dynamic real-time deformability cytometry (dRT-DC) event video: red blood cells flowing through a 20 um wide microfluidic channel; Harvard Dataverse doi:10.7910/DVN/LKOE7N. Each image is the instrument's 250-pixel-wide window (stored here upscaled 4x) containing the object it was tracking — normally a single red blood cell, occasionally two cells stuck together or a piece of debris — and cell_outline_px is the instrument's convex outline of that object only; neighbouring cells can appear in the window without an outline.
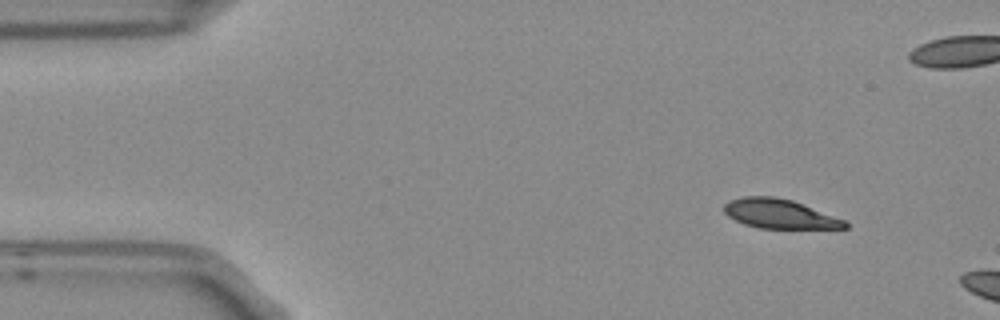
{"species": "Egyptian fruit bat (a non-hibernating species)", "species_latin": "Rousettus aegyptiacus", "temperature_condition": "room temperature", "stored_images_in_passage": 4, "camera_frame_rate_fps": 3000, "um_per_image_px": 0.085, "frame": {"image": 1, "passage_image": 1, "time_ms": 0.0, "image_size_px": [1000, 320], "cell_outline_px": [[848, 228], [756, 228], [744, 224], [728, 216], [724, 212], [724, 204], [728, 200], [744, 196], [776, 196], [792, 200], [844, 220], [848, 224]], "centroid_in_image_um": [66.21, 18.17], "position_along_channel_um": 18.8, "area_um2": 20.52}}